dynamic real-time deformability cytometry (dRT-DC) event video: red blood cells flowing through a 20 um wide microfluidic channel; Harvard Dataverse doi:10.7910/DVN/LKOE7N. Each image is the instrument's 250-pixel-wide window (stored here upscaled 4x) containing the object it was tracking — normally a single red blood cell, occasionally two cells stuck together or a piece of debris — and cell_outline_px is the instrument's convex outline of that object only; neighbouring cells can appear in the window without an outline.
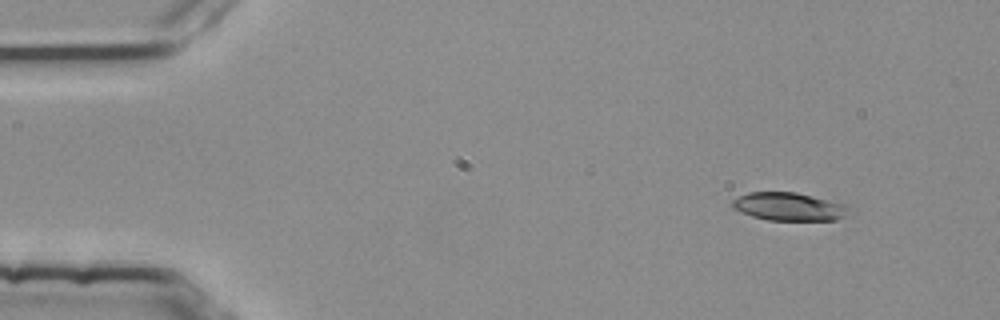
{"species": "common noctule bat (a hibernating species)", "species_latin": "Nyctalus noctula", "temperature_condition": "room temperature", "stored_images_in_passage": 3, "camera_frame_rate_fps": 3000, "um_per_image_px": 0.085, "animal": {"sex": "female", "body_mass_g": 25.1}, "frame": {"image": 1, "passage_image": 1, "time_ms": 0.0, "image_size_px": [1000, 320], "cell_outline_px": [[852, 208], [844, 216], [836, 220], [768, 220], [752, 216], [740, 212], [732, 208], [732, 200], [748, 192], [796, 192], [848, 204]], "centroid_in_image_um": [67.09, 17.56], "position_along_channel_um": 17.9, "area_um2": 19.25}}
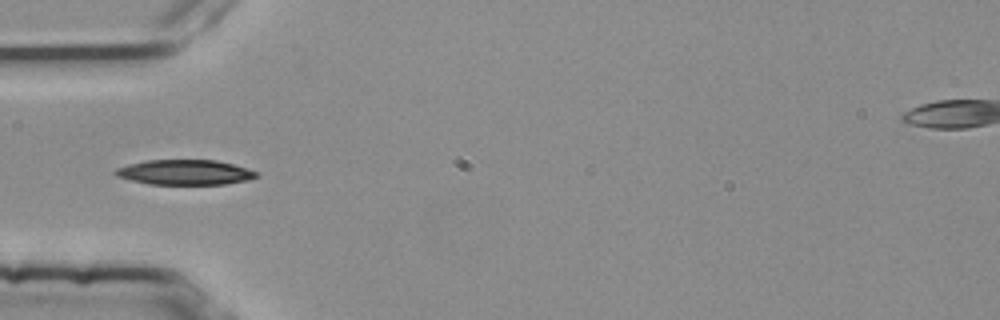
{"frame": {"image": 2, "passage_image": 3, "time_ms": 0.667, "image_size_px": [1000, 320], "cell_outline_px": [[260, 176], [248, 180], [224, 184], [148, 184], [116, 176], [112, 172], [116, 168], [128, 164], [148, 160], [216, 160], [232, 164], [256, 172]], "centroid_in_image_um": [15.68, 14.64], "position_along_channel_um": 69.3, "area_um2": 20.46}}